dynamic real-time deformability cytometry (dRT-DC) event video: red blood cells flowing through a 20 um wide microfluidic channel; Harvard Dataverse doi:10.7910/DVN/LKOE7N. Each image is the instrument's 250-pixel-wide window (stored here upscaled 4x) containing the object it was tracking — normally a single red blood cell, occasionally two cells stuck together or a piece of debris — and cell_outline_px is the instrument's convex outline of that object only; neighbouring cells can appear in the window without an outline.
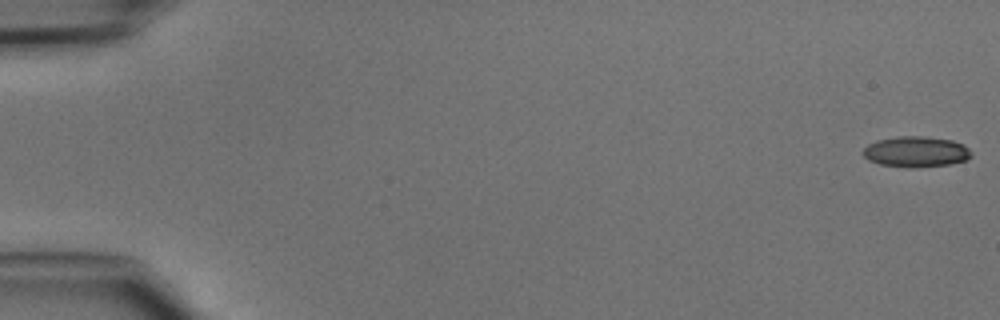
{"species": "common noctule bat (a hibernating species)", "species_latin": "Nyctalus noctula", "temperature_condition": "cold", "stored_images_in_passage": 48, "camera_frame_rate_fps": 3000, "um_per_image_px": 0.085, "animal": {"sex": "male", "body_mass_g": 15.6}, "frame": {"image": 1, "passage_image": 1, "time_ms": 0.0, "image_size_px": [1000, 320], "cell_outline_px": [[972, 156], [968, 160], [948, 164], [912, 168], [908, 168], [880, 164], [868, 160], [860, 152], [868, 144], [876, 140], [900, 136], [924, 136], [952, 140], [964, 144], [968, 148]], "centroid_in_image_um": [77.84, 12.9], "position_along_channel_um": 7.2, "area_um2": 19.54}}
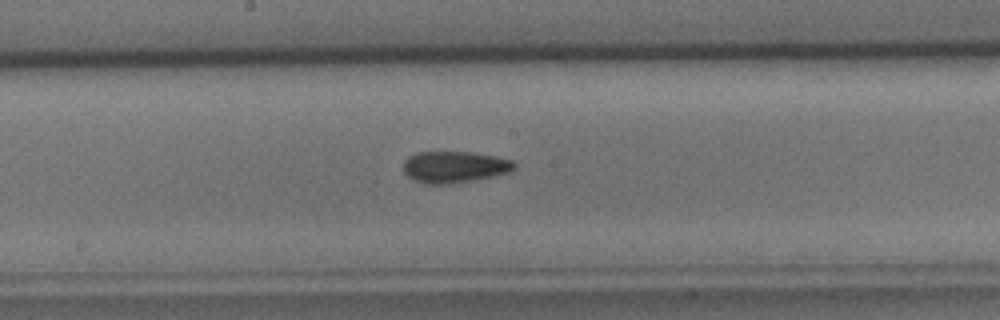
{"frame": {"image": 2, "passage_image": 26, "time_ms": 8.333, "image_size_px": [1000, 320], "cell_outline_px": [[516, 168], [508, 172], [476, 180], [448, 184], [428, 184], [416, 180], [408, 176], [404, 172], [404, 160], [408, 156], [416, 152], [472, 152], [496, 156], [512, 160], [516, 164]], "centroid_in_image_um": [38.64, 14.18], "position_along_channel_um": 209.6, "area_um2": 20.4}}
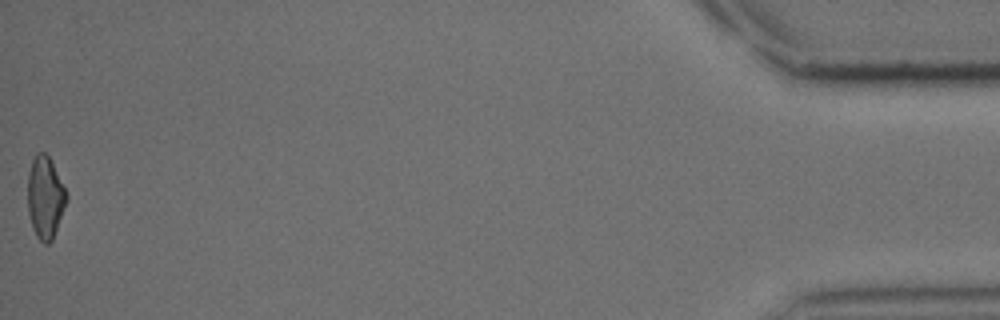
{"frame": {"image": 3, "passage_image": 48, "time_ms": 15.667, "image_size_px": [1000, 320], "cell_outline_px": [[68, 200], [52, 240], [48, 244], [44, 244], [36, 236], [32, 228], [28, 212], [28, 172], [32, 160], [36, 152], [44, 152], [48, 156], [68, 196]], "centroid_in_image_um": [3.83, 16.81], "position_along_channel_um": 431.4, "area_um2": 18.44}}